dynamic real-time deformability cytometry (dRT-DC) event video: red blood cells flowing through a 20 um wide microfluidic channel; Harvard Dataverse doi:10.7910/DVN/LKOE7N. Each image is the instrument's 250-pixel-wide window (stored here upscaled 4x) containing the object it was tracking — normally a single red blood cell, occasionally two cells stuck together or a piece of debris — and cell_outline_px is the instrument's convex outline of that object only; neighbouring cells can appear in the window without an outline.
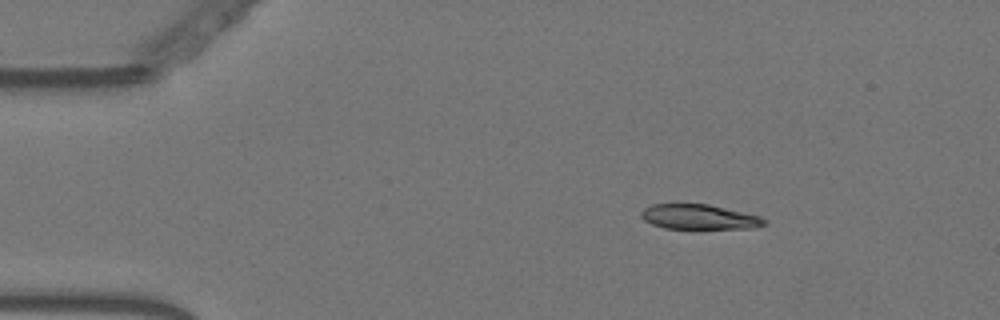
{"species": "Egyptian fruit bat (a non-hibernating species)", "species_latin": "Rousettus aegyptiacus", "temperature_condition": "warm", "stored_images_in_passage": 56, "camera_frame_rate_fps": 3000, "um_per_image_px": 0.085, "animal": {"sex": "female"}, "frame": {"image": 1, "passage_image": 8, "time_ms": 2.333, "image_size_px": [1000, 320], "cell_outline_px": [[768, 224], [756, 228], [664, 228], [652, 224], [644, 220], [640, 216], [640, 212], [644, 208], [652, 204], [708, 204], [760, 216], [768, 220]], "centroid_in_image_um": [59.44, 18.44], "position_along_channel_um": 25.6, "area_um2": 17.86}}
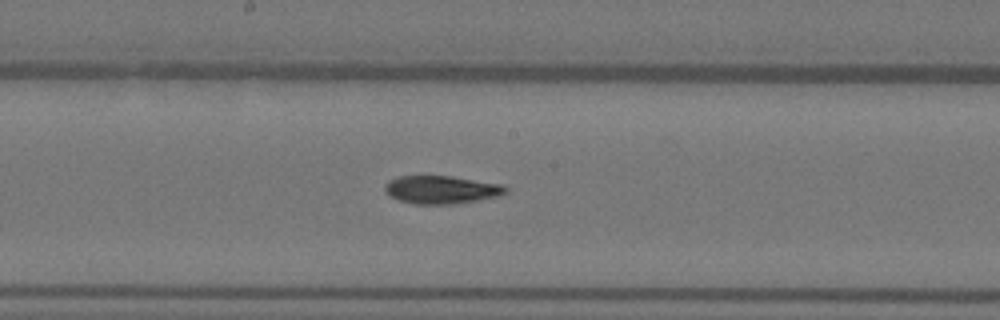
{"frame": {"image": 2, "passage_image": 29, "time_ms": 9.333, "image_size_px": [1000, 320], "cell_outline_px": [[508, 192], [500, 196], [452, 204], [416, 204], [400, 200], [384, 192], [384, 184], [388, 180], [400, 176], [452, 176], [504, 184], [508, 188]], "centroid_in_image_um": [37.55, 16.11], "position_along_channel_um": 210.7, "area_um2": 19.83}}
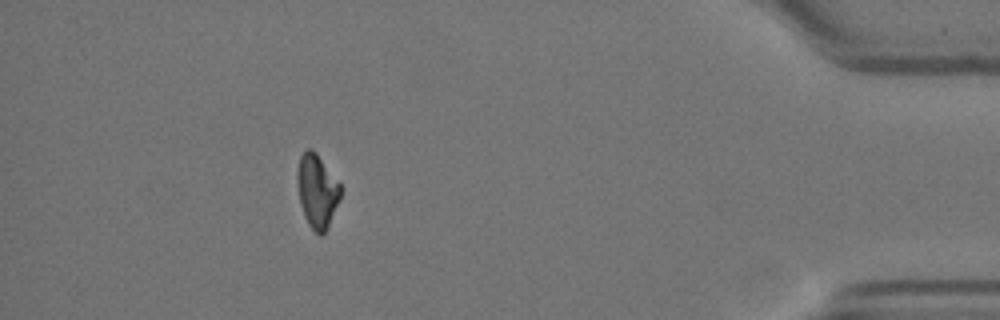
{"frame": {"image": 3, "passage_image": 50, "time_ms": 16.333, "image_size_px": [1000, 320], "cell_outline_px": [[340, 200], [328, 228], [320, 236], [308, 224], [304, 216], [300, 204], [296, 180], [296, 172], [300, 156], [308, 148], [312, 148], [316, 152], [340, 184]], "centroid_in_image_um": [26.94, 16.24], "position_along_channel_um": 408.3, "area_um2": 18.61}, "authors_computed_cell_mechanics": {"area_um2": 19.5364, "velocity_mm_per_s": 3.5838, "shape_relaxation_time_tau1_ms": 7.863, "shape_relaxation_time_tau2_ms": 6.365, "deformation_change_tau1": 0.2164, "deformation_change_tau2": 0.1195}}